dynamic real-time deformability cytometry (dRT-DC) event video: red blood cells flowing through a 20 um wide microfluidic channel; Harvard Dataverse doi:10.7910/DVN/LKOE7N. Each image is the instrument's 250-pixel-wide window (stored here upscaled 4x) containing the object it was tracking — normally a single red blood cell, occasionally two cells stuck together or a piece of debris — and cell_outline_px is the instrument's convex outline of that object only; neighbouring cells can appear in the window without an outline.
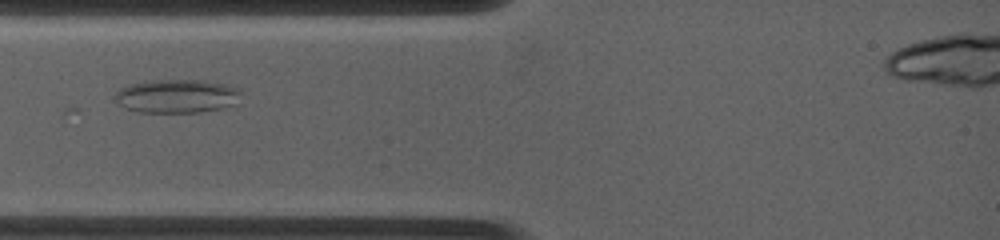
{"species": "common noctule bat (a hibernating species)", "species_latin": "Nyctalus noctula", "temperature_condition": "warm", "stored_images_in_passage": 30, "camera_frame_rate_fps": 4500, "um_per_image_px": 0.085, "animal": {"sex": "female", "body_mass_g": 19.0, "forearm_length_mm": 53.3}, "frame": {"image": 1, "passage_image": 5, "time_ms": 3.111, "image_size_px": [1000, 240], "cell_outline_px": [[240, 92], [236, 104], [224, 108], [200, 112], [140, 112], [124, 108], [116, 104], [112, 100], [112, 96], [120, 88], [128, 84], [152, 80], [204, 80], [224, 84], [240, 88]], "centroid_in_image_um": [14.97, 8.17], "position_along_channel_um": 70.0, "area_um2": 25.09}}